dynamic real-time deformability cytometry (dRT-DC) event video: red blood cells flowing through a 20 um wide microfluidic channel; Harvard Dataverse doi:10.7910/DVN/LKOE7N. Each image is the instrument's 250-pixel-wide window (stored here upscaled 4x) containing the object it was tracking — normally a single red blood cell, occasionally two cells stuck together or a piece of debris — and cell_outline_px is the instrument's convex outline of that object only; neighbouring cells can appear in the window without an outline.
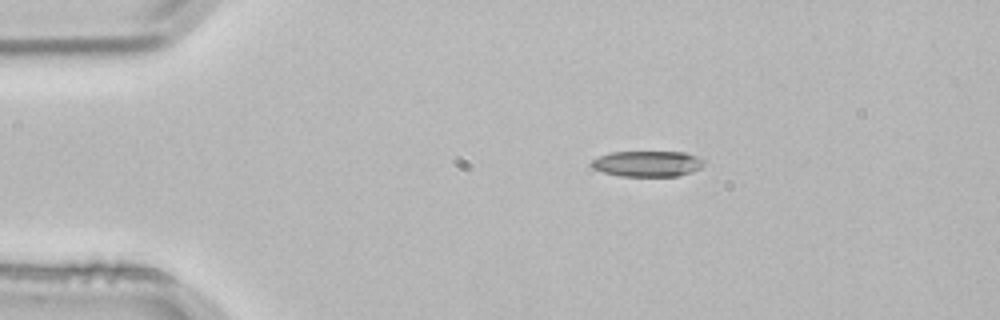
{"species": "common noctule bat (a hibernating species)", "species_latin": "Nyctalus noctula", "temperature_condition": "room temperature", "stored_images_in_passage": 2, "camera_frame_rate_fps": 3000, "um_per_image_px": 0.085, "animal": {"sex": "male", "body_mass_g": 21.5, "forearm_length_mm": 52.0}, "frame": {"image": 1, "passage_image": 1, "time_ms": 0.0, "image_size_px": [1000, 320], "cell_outline_px": [[704, 164], [700, 168], [692, 172], [676, 176], [620, 176], [604, 172], [592, 168], [592, 160], [600, 156], [612, 152], [684, 152], [696, 156], [704, 160]], "centroid_in_image_um": [55.05, 13.92], "position_along_channel_um": 30.0, "area_um2": 16.76}}